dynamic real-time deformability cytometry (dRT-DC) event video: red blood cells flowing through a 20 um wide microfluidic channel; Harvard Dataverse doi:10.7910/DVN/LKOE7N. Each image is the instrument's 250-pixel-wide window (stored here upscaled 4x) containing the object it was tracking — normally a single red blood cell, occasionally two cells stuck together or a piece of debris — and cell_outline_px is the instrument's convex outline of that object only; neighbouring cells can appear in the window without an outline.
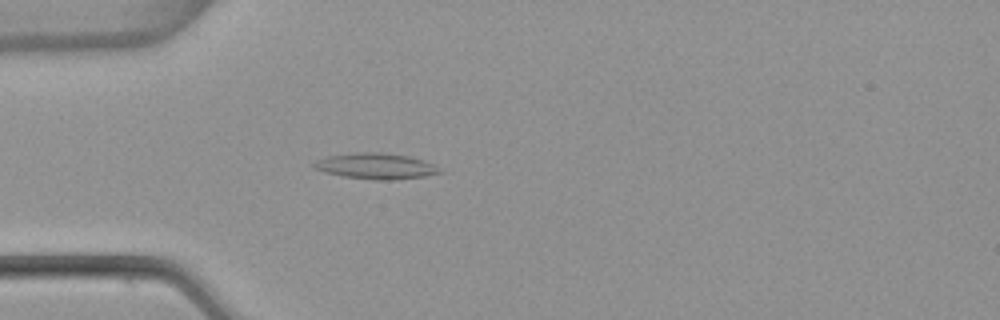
{"species": "common noctule bat (a hibernating species)", "species_latin": "Nyctalus noctula", "temperature_condition": "warm", "stored_images_in_passage": 4, "camera_frame_rate_fps": 3000, "um_per_image_px": 0.085, "animal": {"sex": "female", "body_mass_g": 22.7, "forearm_length_mm": 54.2}, "frame": {"image": 1, "passage_image": 4, "time_ms": 1.0, "image_size_px": [1000, 320], "cell_outline_px": [[444, 172], [424, 176], [392, 180], [376, 180], [344, 176], [324, 172], [316, 168], [312, 164], [316, 160], [328, 156], [352, 152], [380, 152], [408, 156], [424, 160], [436, 164]], "centroid_in_image_um": [31.99, 14.11], "position_along_channel_um": 53.0, "area_um2": 19.02}}